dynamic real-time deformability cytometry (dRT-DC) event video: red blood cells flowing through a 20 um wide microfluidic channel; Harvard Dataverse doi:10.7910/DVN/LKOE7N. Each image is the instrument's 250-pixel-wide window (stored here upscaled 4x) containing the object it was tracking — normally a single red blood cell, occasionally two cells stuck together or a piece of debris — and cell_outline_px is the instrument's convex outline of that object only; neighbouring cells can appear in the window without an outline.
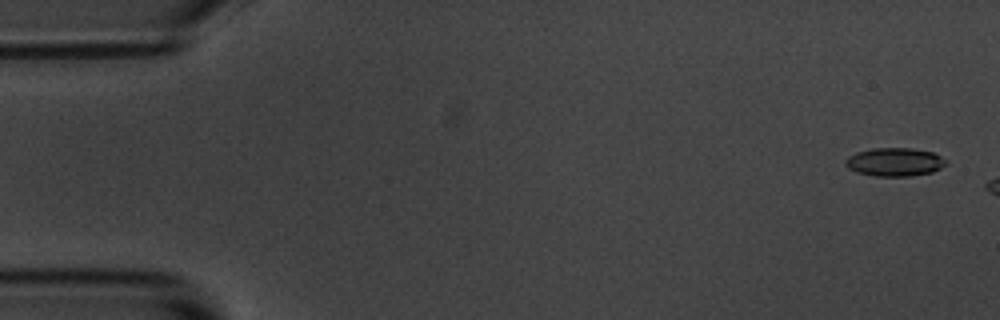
{"species": "common noctule bat (a hibernating species)", "species_latin": "Nyctalus noctula", "temperature_condition": "room temperature", "stored_images_in_passage": 17, "camera_frame_rate_fps": 3000, "um_per_image_px": 0.085, "animal": {"sex": "male", "body_mass_g": 20.1, "forearm_length_mm": 53.5}, "frame": {"image": 1, "passage_image": 2, "time_ms": 0.333, "image_size_px": [1000, 320], "cell_outline_px": [[948, 164], [932, 172], [908, 176], [876, 176], [856, 172], [848, 168], [844, 164], [844, 160], [848, 156], [856, 152], [872, 148], [912, 148], [932, 152], [948, 160]], "centroid_in_image_um": [76.04, 13.76], "position_along_channel_um": 9.0, "area_um2": 16.76}}